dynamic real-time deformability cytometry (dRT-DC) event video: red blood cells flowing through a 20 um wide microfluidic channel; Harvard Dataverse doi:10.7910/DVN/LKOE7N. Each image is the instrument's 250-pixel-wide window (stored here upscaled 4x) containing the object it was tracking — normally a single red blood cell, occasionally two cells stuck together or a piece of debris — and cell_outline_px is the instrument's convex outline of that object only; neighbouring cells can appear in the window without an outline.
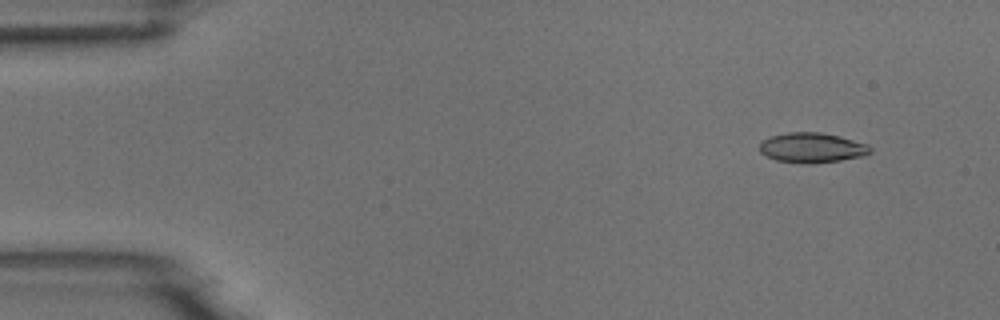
{"species": "common noctule bat (a hibernating species)", "species_latin": "Nyctalus noctula", "temperature_condition": "room temperature", "stored_images_in_passage": 4, "camera_frame_rate_fps": 3000, "um_per_image_px": 0.085, "animal": {"sex": "male", "body_mass_g": 18.8}, "frame": {"image": 1, "passage_image": 2, "time_ms": 1.0, "image_size_px": [1000, 320], "cell_outline_px": [[872, 152], [864, 156], [840, 160], [812, 164], [808, 164], [776, 160], [760, 152], [760, 144], [764, 140], [772, 136], [788, 132], [820, 132], [840, 136], [868, 144], [872, 148]], "centroid_in_image_um": [69.07, 12.56], "position_along_channel_um": 15.9, "area_um2": 19.31}}